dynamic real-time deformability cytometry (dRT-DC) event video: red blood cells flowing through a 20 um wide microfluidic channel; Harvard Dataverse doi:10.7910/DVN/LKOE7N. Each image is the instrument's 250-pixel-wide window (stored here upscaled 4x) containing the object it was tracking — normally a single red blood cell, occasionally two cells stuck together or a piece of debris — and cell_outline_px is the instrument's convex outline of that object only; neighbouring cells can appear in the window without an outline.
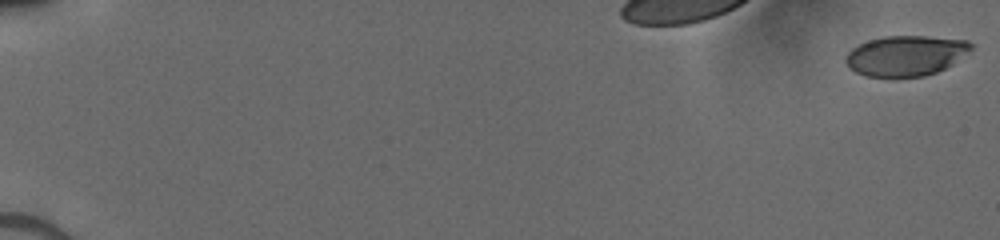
{"species": "human", "species_latin": "Homo sapiens", "temperature_condition": "cold", "stored_images_in_passage": 52, "camera_frame_rate_fps": 3000, "um_per_image_px": 0.085, "donor": {"sex": "male"}, "frame": {"image": 1, "passage_image": 1, "time_ms": 0.0, "image_size_px": [1000, 240], "cell_outline_px": [[972, 48], [952, 64], [936, 72], [924, 76], [896, 80], [892, 80], [868, 76], [856, 72], [844, 60], [848, 52], [852, 48], [868, 40], [884, 36], [928, 36], [968, 40], [972, 44]], "centroid_in_image_um": [76.97, 4.76], "position_along_channel_um": 8.0, "area_um2": 29.94}}
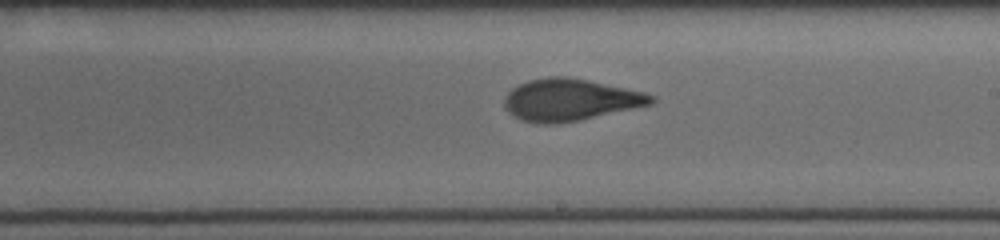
{"frame": {"image": 2, "passage_image": 33, "time_ms": 10.667, "image_size_px": [1000, 240], "cell_outline_px": [[656, 100], [652, 104], [580, 120], [556, 124], [536, 124], [520, 120], [512, 116], [504, 108], [504, 96], [512, 88], [528, 80], [548, 76], [568, 76], [588, 80], [644, 92], [656, 96]], "centroid_in_image_um": [48.42, 8.49], "position_along_channel_um": 240.6, "area_um2": 36.18}}
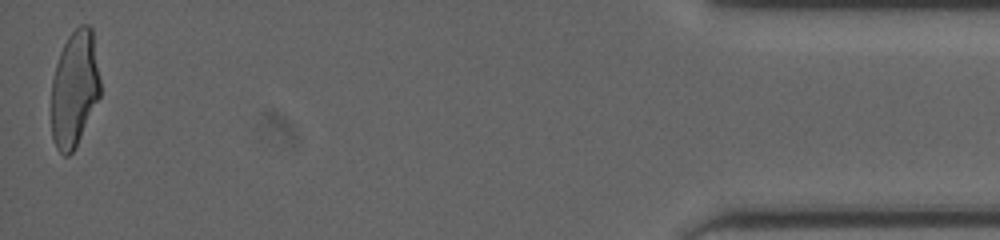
{"frame": {"image": 3, "passage_image": 52, "time_ms": 17.0, "image_size_px": [1000, 240], "cell_outline_px": [[100, 96], [76, 148], [68, 156], [64, 156], [56, 148], [52, 136], [52, 80], [56, 64], [60, 52], [68, 36], [80, 24], [88, 24], [92, 28], [100, 80]], "centroid_in_image_um": [6.34, 7.56], "position_along_channel_um": 428.9, "area_um2": 33.18}}